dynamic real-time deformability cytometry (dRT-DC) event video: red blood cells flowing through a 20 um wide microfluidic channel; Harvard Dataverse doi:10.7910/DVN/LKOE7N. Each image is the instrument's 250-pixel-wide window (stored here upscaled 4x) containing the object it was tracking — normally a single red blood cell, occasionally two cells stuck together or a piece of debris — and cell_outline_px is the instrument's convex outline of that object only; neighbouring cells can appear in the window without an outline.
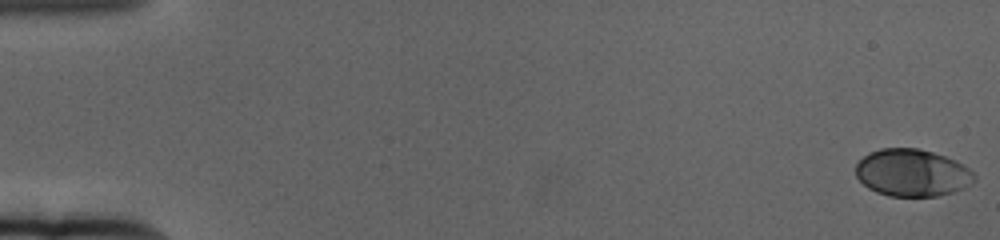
{"species": "human", "species_latin": "Homo sapiens", "temperature_condition": "cold", "stored_images_in_passage": 62, "camera_frame_rate_fps": 3000, "um_per_image_px": 0.085, "donor": {"sex": "female"}, "frame": {"image": 1, "passage_image": 1, "time_ms": 0.0, "image_size_px": [1000, 240], "cell_outline_px": [[976, 180], [964, 188], [952, 192], [936, 196], [888, 196], [876, 192], [868, 188], [856, 176], [856, 164], [868, 152], [880, 148], [916, 148], [932, 152], [944, 156], [968, 168], [976, 176]], "centroid_in_image_um": [77.5, 14.69], "position_along_channel_um": 7.5, "area_um2": 32.48}}
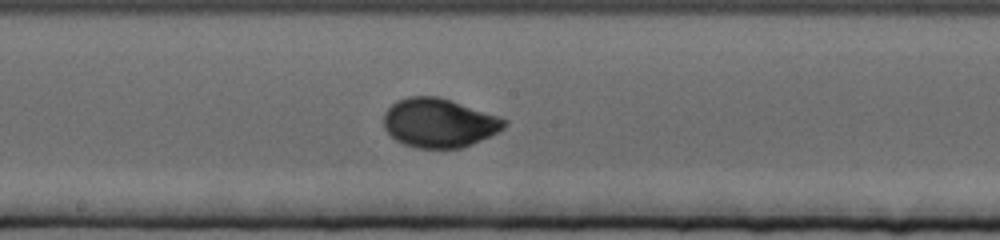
{"frame": {"image": 2, "passage_image": 34, "time_ms": 11.0, "image_size_px": [1000, 240], "cell_outline_px": [[508, 124], [504, 128], [472, 144], [460, 148], [416, 148], [404, 144], [396, 140], [384, 128], [384, 112], [396, 100], [408, 96], [440, 96], [508, 120]], "centroid_in_image_um": [37.29, 10.44], "position_along_channel_um": 210.9, "area_um2": 34.33}}
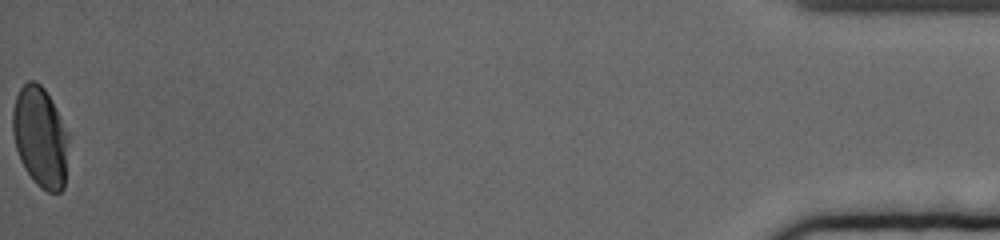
{"frame": {"image": 3, "passage_image": 62, "time_ms": 20.333, "image_size_px": [1000, 240], "cell_outline_px": [[68, 136], [64, 188], [60, 192], [48, 192], [40, 188], [36, 184], [24, 168], [20, 160], [16, 148], [12, 132], [12, 112], [16, 96], [20, 88], [28, 80], [36, 80], [44, 88], [52, 100], [68, 132]], "centroid_in_image_um": [3.41, 11.63], "position_along_channel_um": 431.8, "area_um2": 32.83}, "authors_computed_cell_mechanics": {"area_um2": 32.8593, "velocity_mm_per_s": 3.3416, "shape_relaxation_time_tau1_ms": 3.4263, "shape_relaxation_time_tau2_ms": null, "deformation_change_tau1": 0.1488, "deformation_change_tau2": null}}